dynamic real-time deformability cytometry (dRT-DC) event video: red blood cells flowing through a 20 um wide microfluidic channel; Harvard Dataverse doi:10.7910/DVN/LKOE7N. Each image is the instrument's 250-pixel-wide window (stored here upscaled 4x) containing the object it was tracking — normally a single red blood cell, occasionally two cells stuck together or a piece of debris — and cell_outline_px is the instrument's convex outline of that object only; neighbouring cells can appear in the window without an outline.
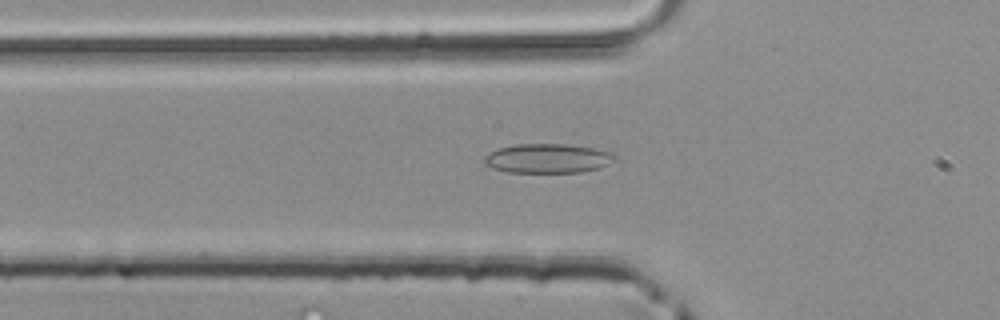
{"species": "common noctule bat (a hibernating species)", "species_latin": "Nyctalus noctula", "temperature_condition": "room temperature", "stored_images_in_passage": 9, "camera_frame_rate_fps": 3000, "um_per_image_px": 0.085, "animal": {"sex": "male", "body_mass_g": 20.4}, "frame": {"image": 1, "passage_image": 4, "time_ms": 1.0, "image_size_px": [1000, 320], "cell_outline_px": [[616, 160], [600, 168], [580, 172], [508, 172], [492, 168], [484, 164], [484, 156], [500, 148], [516, 144], [564, 144], [592, 148], [612, 152], [616, 156]], "centroid_in_image_um": [46.57, 13.47], "position_along_channel_um": 79.2, "area_um2": 22.2}}
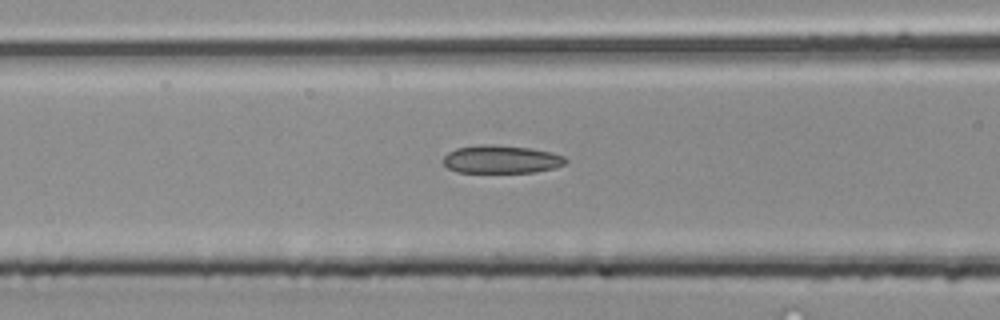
{"frame": {"image": 2, "passage_image": 7, "time_ms": 2.0, "image_size_px": [1000, 320], "cell_outline_px": [[568, 160], [564, 164], [556, 168], [536, 172], [456, 172], [448, 168], [444, 164], [444, 156], [448, 152], [456, 148], [484, 144], [492, 144], [532, 148], [552, 152], [564, 156]], "centroid_in_image_um": [42.64, 13.54], "position_along_channel_um": 124.0, "area_um2": 20.11}}